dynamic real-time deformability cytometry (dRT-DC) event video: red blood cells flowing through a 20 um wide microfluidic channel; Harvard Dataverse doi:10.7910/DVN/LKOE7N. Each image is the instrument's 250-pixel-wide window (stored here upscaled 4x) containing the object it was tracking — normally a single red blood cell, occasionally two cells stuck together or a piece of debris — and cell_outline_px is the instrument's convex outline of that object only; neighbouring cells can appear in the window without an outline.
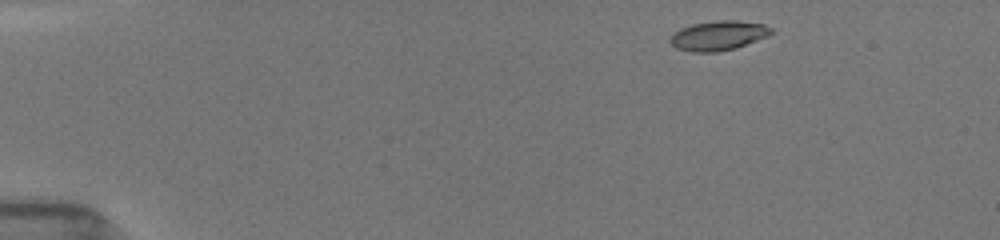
{"species": "common noctule bat (a hibernating species)", "species_latin": "Nyctalus noctula", "temperature_condition": "room temperature", "stored_images_in_passage": 36, "camera_frame_rate_fps": 3000, "um_per_image_px": 0.085, "animal": {"sex": "female", "body_mass_g": 19.5, "forearm_length_mm": 54.1}, "frame": {"image": 1, "passage_image": 1, "time_ms": 0.0, "image_size_px": [1000, 240], "cell_outline_px": [[772, 32], [768, 36], [736, 48], [716, 52], [692, 52], [676, 48], [668, 40], [680, 28], [692, 24], [716, 20], [736, 20], [764, 24], [772, 28]], "centroid_in_image_um": [61.06, 3.02], "position_along_channel_um": 23.9, "area_um2": 17.4}}
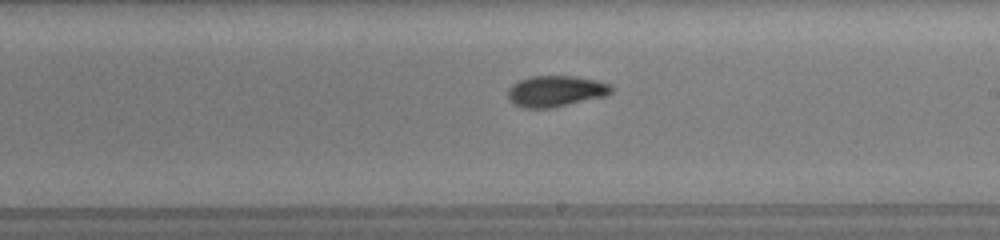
{"frame": {"image": 2, "passage_image": 23, "time_ms": 8.0, "image_size_px": [1000, 240], "cell_outline_px": [[612, 92], [604, 96], [552, 108], [524, 108], [508, 100], [508, 88], [512, 84], [520, 80], [532, 76], [572, 76], [596, 80], [612, 84]], "centroid_in_image_um": [47.23, 7.75], "position_along_channel_um": 241.8, "area_um2": 18.67}}
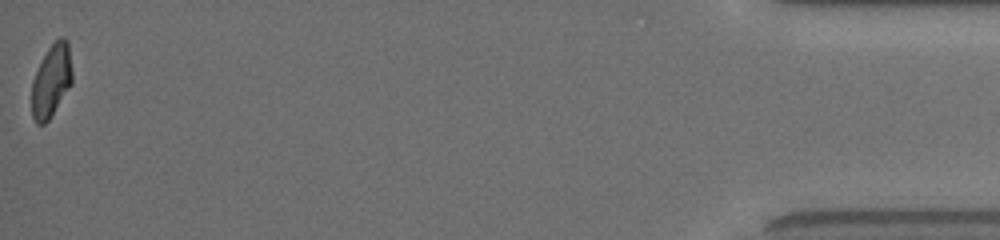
{"frame": {"image": 3, "passage_image": 36, "time_ms": 15.0, "image_size_px": [1000, 240], "cell_outline_px": [[72, 84], [48, 120], [44, 124], [36, 124], [32, 116], [32, 80], [48, 48], [60, 36], [64, 36], [68, 40], [72, 72]], "centroid_in_image_um": [4.38, 6.85], "position_along_channel_um": 430.8, "area_um2": 17.05}, "authors_computed_cell_mechanics": {"area_um2": 18.2359, "velocity_mm_per_s": 3.93, "shape_relaxation_time_tau1_ms": 2.8069, "shape_relaxation_time_tau2_ms": 2.5077, "deformation_change_tau1": 0.1393, "deformation_change_tau2": 0.0784}}